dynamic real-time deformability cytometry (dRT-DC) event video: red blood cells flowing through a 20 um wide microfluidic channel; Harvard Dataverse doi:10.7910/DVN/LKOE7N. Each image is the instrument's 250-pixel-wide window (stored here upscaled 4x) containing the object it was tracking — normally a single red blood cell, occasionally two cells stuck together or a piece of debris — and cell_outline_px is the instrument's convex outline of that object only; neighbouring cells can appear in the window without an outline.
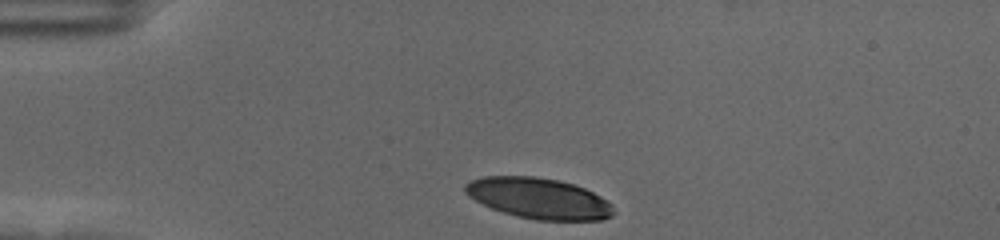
{"species": "human", "species_latin": "Homo sapiens", "temperature_condition": "cold", "stored_images_in_passage": 35, "camera_frame_rate_fps": 3000, "um_per_image_px": 0.085, "donor": {"sex": "female"}, "frame": {"image": 1, "passage_image": 1, "time_ms": 0.0, "image_size_px": [1000, 240], "cell_outline_px": [[616, 212], [612, 216], [600, 220], [536, 220], [516, 216], [492, 208], [468, 196], [464, 192], [464, 184], [468, 180], [484, 176], [536, 176], [560, 180], [584, 188], [600, 196], [612, 204]], "centroid_in_image_um": [45.79, 16.85], "position_along_channel_um": 39.2, "area_um2": 35.43}}
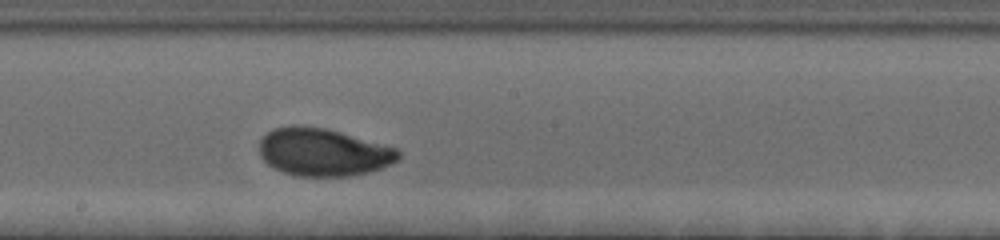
{"frame": {"image": 2, "passage_image": 20, "time_ms": 6.333, "image_size_px": [1000, 240], "cell_outline_px": [[400, 156], [392, 164], [368, 172], [352, 176], [296, 176], [284, 172], [268, 164], [260, 156], [260, 140], [272, 128], [292, 124], [296, 124], [324, 128], [340, 132], [396, 148], [400, 152]], "centroid_in_image_um": [27.45, 12.93], "position_along_channel_um": 220.8, "area_um2": 38.55}}
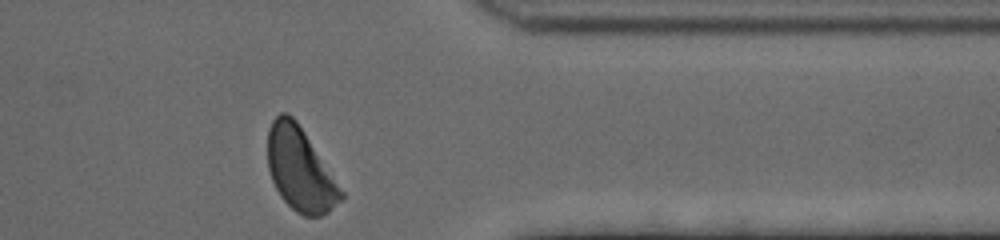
{"frame": {"image": 3, "passage_image": 35, "time_ms": 11.333, "image_size_px": [1000, 240], "cell_outline_px": [[344, 200], [328, 212], [320, 216], [304, 216], [296, 212], [280, 196], [272, 180], [268, 168], [268, 128], [272, 120], [280, 112], [288, 112], [296, 120], [344, 192]], "centroid_in_image_um": [25.51, 14.41], "position_along_channel_um": 385.9, "area_um2": 35.43}, "authors_computed_cell_mechanics": {"area_um2": 37.4544, "velocity_mm_per_s": 3.503, "shape_relaxation_time_tau1_ms": 3.5306, "shape_relaxation_time_tau2_ms": 1.1126, "deformation_change_tau1": 0.1704, "deformation_change_tau2": 0.0544}}